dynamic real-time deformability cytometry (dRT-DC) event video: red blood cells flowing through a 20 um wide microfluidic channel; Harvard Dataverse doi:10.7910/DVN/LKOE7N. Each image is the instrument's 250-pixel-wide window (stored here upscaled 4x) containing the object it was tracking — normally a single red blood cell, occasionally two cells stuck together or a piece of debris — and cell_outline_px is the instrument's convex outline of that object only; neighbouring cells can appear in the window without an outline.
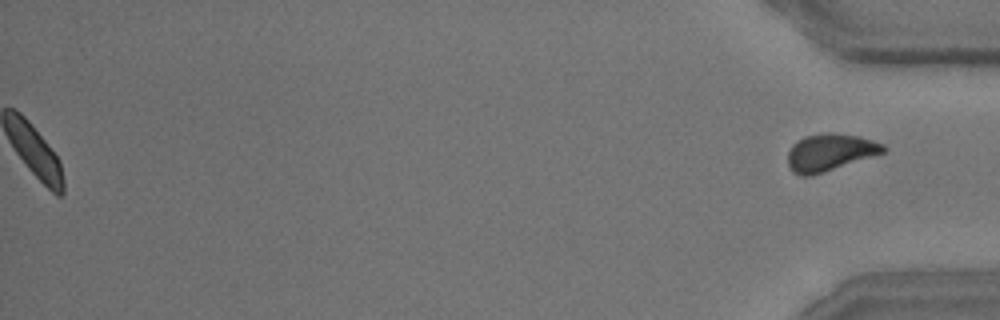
{"species": "common noctule bat (a hibernating species)", "species_latin": "Nyctalus noctula", "temperature_condition": "room temperature", "stored_images_in_passage": 55, "camera_frame_rate_fps": 3000, "um_per_image_px": 0.085, "animal": {"sex": "male", "body_mass_g": 15.6}, "frame": {"image": 1, "passage_image": 55, "time_ms": 18.0, "image_size_px": [1000, 320], "cell_outline_px": [[888, 148], [884, 152], [812, 176], [800, 176], [792, 172], [788, 164], [788, 152], [792, 144], [796, 140], [804, 136], [828, 132], [832, 132], [860, 136], [884, 144]], "centroid_in_image_um": [70.52, 12.94], "position_along_channel_um": 364.7, "area_um2": 20.81}, "authors_computed_cell_mechanics": {"area_um2": 18.9584, "velocity_mm_per_s": 3.6696, "shape_relaxation_time_tau1_ms": 3.1316, "shape_relaxation_time_tau2_ms": 2.9541, "deformation_change_tau1": 0.0854, "deformation_change_tau2": 0.058}}